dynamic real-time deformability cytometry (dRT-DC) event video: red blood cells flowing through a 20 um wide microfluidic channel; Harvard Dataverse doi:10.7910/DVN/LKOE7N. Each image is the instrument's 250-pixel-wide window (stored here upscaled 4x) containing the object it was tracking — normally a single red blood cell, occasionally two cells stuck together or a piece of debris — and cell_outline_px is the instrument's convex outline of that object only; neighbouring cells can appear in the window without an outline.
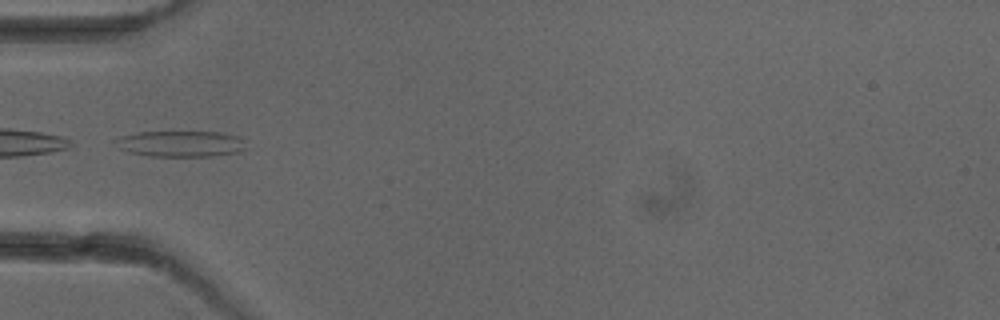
{"species": "common noctule bat (a hibernating species)", "species_latin": "Nyctalus noctula", "temperature_condition": "cold", "stored_images_in_passage": 3, "camera_frame_rate_fps": 3000, "um_per_image_px": 0.085, "animal": {"sex": "female"}, "frame": {"image": 1, "passage_image": 2, "time_ms": 2.333, "image_size_px": [1000, 320], "cell_outline_px": [[244, 148], [240, 152], [212, 156], [148, 156], [128, 152], [120, 148], [112, 140], [120, 136], [136, 132], [220, 132], [240, 136], [244, 140]], "centroid_in_image_um": [15.34, 12.22], "position_along_channel_um": 69.7, "area_um2": 19.94}}